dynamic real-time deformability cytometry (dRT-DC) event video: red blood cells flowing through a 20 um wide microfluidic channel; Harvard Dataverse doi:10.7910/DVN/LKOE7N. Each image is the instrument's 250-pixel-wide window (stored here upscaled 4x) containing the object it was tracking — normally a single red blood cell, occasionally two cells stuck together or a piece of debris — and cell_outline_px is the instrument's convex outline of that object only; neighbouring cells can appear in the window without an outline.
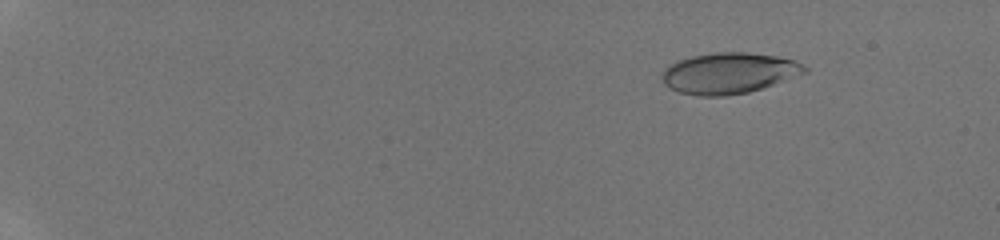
{"species": "human", "species_latin": "Homo sapiens", "temperature_condition": "room temperature", "stored_images_in_passage": 56, "camera_frame_rate_fps": 3000, "um_per_image_px": 0.085, "donor": {"sex": "male"}, "frame": {"image": 1, "passage_image": 9, "time_ms": 2.667, "image_size_px": [1000, 240], "cell_outline_px": [[808, 72], [764, 88], [748, 92], [724, 96], [700, 96], [680, 92], [668, 88], [664, 84], [660, 76], [664, 68], [668, 64], [692, 56], [716, 52], [748, 52], [776, 56], [792, 60], [804, 64], [808, 68]], "centroid_in_image_um": [61.95, 6.22], "position_along_channel_um": 23.1, "area_um2": 34.28}}
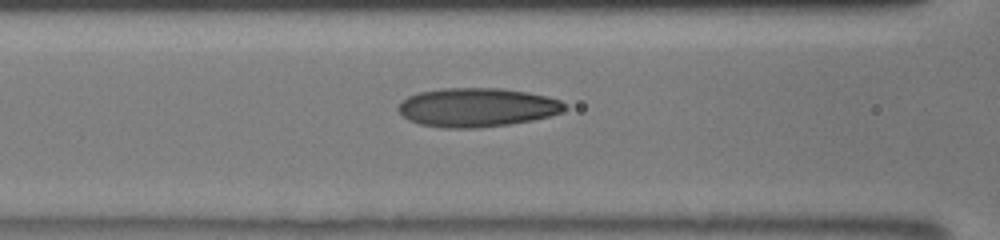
{"frame": {"image": 2, "passage_image": 36, "time_ms": 9.0, "image_size_px": [1000, 240], "cell_outline_px": [[568, 108], [564, 112], [552, 116], [532, 120], [508, 124], [476, 128], [444, 128], [420, 124], [408, 120], [396, 108], [400, 100], [408, 96], [420, 92], [444, 88], [504, 88], [528, 92], [560, 100]], "centroid_in_image_um": [40.54, 9.13], "position_along_channel_um": 126.1, "area_um2": 37.92}}
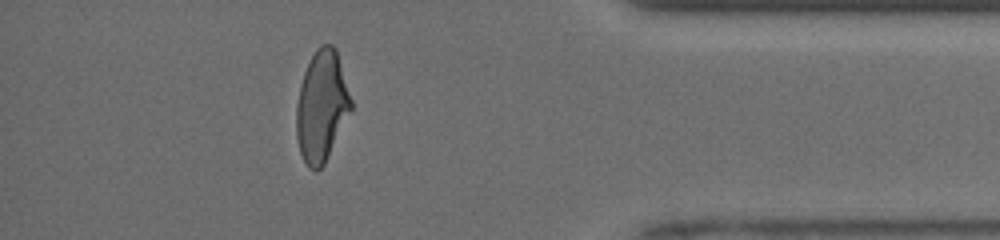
{"frame": {"image": 3, "passage_image": 53, "time_ms": 16.333, "image_size_px": [1000, 240], "cell_outline_px": [[352, 108], [324, 164], [316, 172], [308, 168], [300, 152], [296, 136], [296, 104], [304, 72], [316, 48], [320, 44], [332, 44], [336, 48], [352, 100]], "centroid_in_image_um": [27.34, 9.02], "position_along_channel_um": 407.9, "area_um2": 35.14}, "authors_computed_cell_mechanics": {"area_um2": 34.969, "velocity_mm_per_s": 4.1627, "shape_relaxation_time_tau1_ms": 4.4591, "shape_relaxation_time_tau2_ms": 1.0669, "deformation_change_tau1": 0.1819, "deformation_change_tau2": 0.086}}